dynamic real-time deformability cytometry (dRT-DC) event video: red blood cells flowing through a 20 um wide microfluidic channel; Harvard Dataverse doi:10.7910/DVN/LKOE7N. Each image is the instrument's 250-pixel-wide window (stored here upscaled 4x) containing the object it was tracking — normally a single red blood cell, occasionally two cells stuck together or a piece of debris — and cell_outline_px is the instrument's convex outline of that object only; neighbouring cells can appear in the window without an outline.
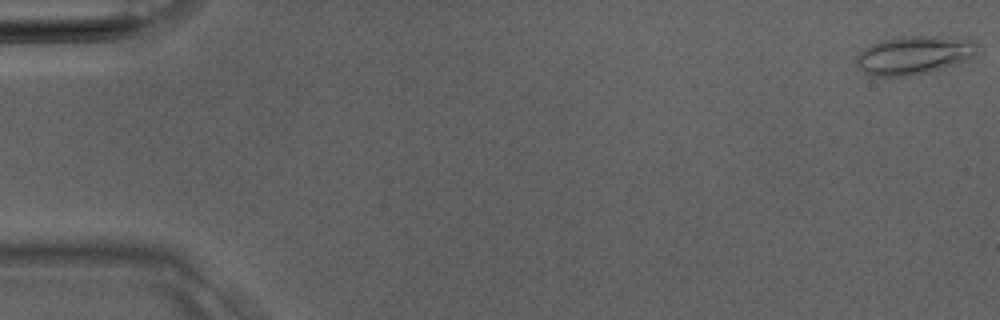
{"species": "Egyptian fruit bat (a non-hibernating species)", "species_latin": "Rousettus aegyptiacus", "temperature_condition": "room temperature", "stored_images_in_passage": 17, "camera_frame_rate_fps": 3000, "um_per_image_px": 0.085, "animal": {"sex": "male"}, "frame": {"image": 1, "passage_image": 1, "time_ms": 0.0, "image_size_px": [1000, 320], "cell_outline_px": [[980, 44], [968, 60], [928, 72], [908, 76], [872, 76], [856, 68], [856, 56], [864, 48], [872, 44], [884, 40], [900, 36], [968, 36]], "centroid_in_image_um": [77.72, 4.66], "position_along_channel_um": 7.3, "area_um2": 27.51}}